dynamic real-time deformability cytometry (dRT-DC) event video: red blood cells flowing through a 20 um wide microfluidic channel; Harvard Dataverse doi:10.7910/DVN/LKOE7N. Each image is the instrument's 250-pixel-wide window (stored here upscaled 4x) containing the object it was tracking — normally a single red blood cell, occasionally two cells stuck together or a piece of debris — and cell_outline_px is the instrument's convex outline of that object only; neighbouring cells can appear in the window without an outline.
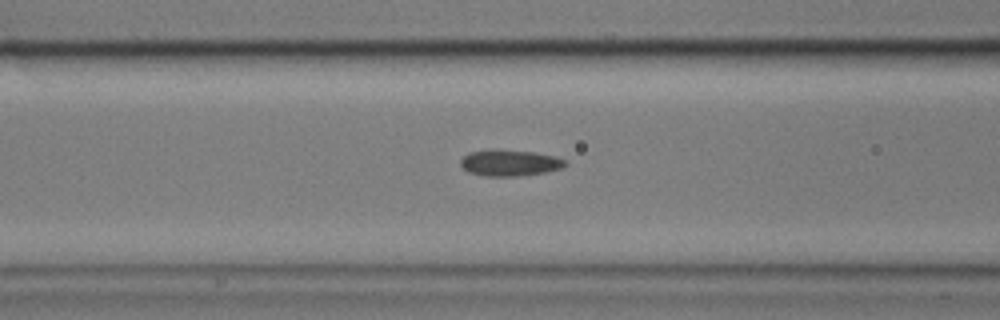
{"species": "common noctule bat (a hibernating species)", "species_latin": "Nyctalus noctula", "temperature_condition": "cold", "stored_images_in_passage": 53, "camera_frame_rate_fps": 3000, "um_per_image_px": 0.085, "animal": {"sex": "male", "body_mass_g": 17.9}, "frame": {"image": 1, "passage_image": 21, "time_ms": 6.667, "image_size_px": [1000, 320], "cell_outline_px": [[568, 164], [564, 168], [544, 172], [520, 176], [484, 176], [468, 172], [460, 164], [460, 160], [468, 152], [492, 148], [532, 152], [556, 156], [564, 160]], "centroid_in_image_um": [43.31, 13.83], "position_along_channel_um": 123.3, "area_um2": 16.24}}
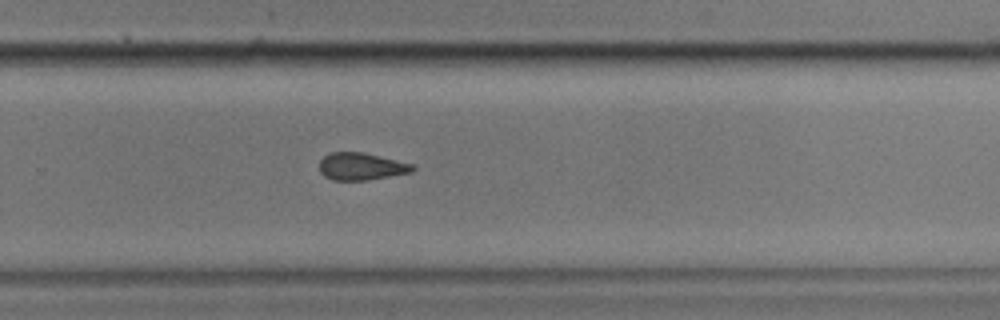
{"frame": {"image": 2, "passage_image": 36, "time_ms": 11.667, "image_size_px": [1000, 320], "cell_outline_px": [[416, 168], [412, 172], [368, 180], [332, 180], [324, 176], [320, 172], [320, 160], [328, 152], [360, 152], [412, 164]], "centroid_in_image_um": [30.67, 14.15], "position_along_channel_um": 299.1, "area_um2": 14.68}}
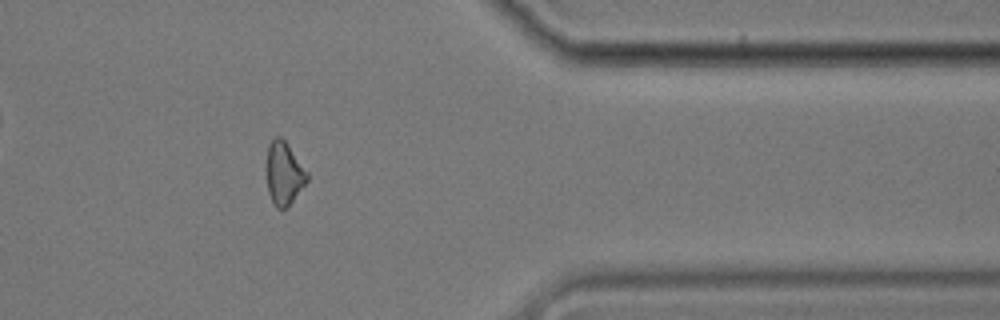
{"frame": {"image": 3, "passage_image": 45, "time_ms": 14.667, "image_size_px": [1000, 320], "cell_outline_px": [[308, 180], [288, 208], [276, 208], [268, 192], [268, 144], [276, 136], [280, 136], [288, 144], [308, 172]], "centroid_in_image_um": [24.17, 14.75], "position_along_channel_um": 387.2, "area_um2": 14.68}}